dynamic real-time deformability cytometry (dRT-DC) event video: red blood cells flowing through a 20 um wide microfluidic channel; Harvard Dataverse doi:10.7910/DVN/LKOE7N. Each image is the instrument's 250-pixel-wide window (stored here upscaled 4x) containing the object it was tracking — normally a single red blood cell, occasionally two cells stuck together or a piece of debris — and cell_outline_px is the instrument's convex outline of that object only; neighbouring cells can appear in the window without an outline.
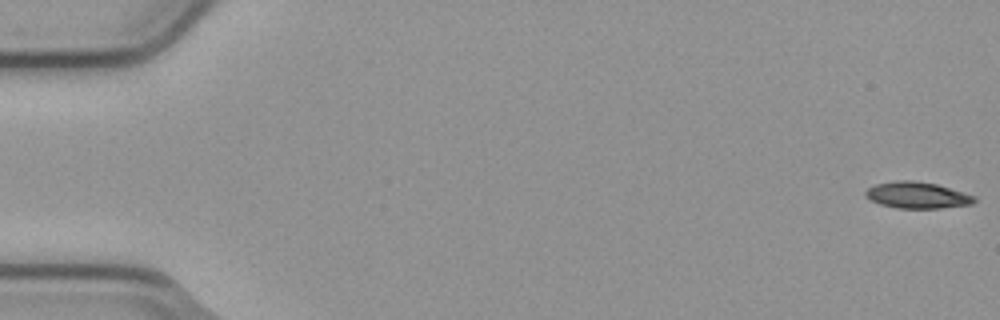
{"species": "common noctule bat (a hibernating species)", "species_latin": "Nyctalus noctula", "temperature_condition": "cold", "stored_images_in_passage": 7, "camera_frame_rate_fps": 3000, "um_per_image_px": 0.085, "animal": {"sex": "male", "body_mass_g": 23.1, "forearm_length_mm": 52.7}, "frame": {"image": 1, "passage_image": 1, "time_ms": 0.0, "image_size_px": [1000, 320], "cell_outline_px": [[976, 200], [972, 204], [940, 208], [896, 208], [880, 204], [864, 196], [864, 192], [868, 188], [876, 184], [900, 180], [912, 180], [936, 184], [976, 196]], "centroid_in_image_um": [77.95, 16.59], "position_along_channel_um": 7.0, "area_um2": 16.65}}
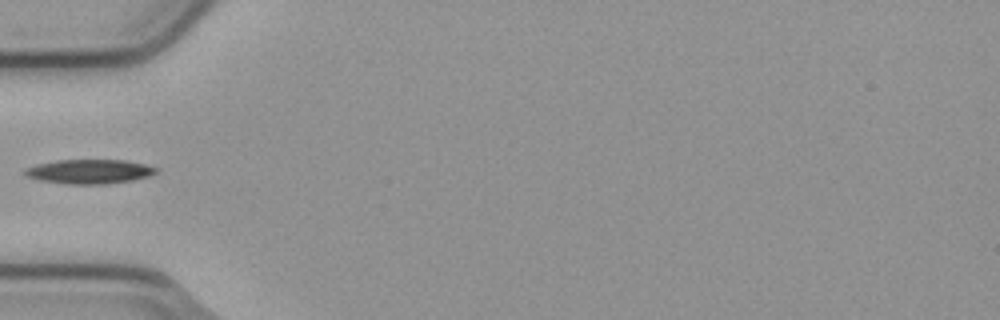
{"frame": {"image": 2, "passage_image": 6, "time_ms": 1.667, "image_size_px": [1000, 320], "cell_outline_px": [[156, 172], [148, 176], [132, 180], [104, 184], [68, 184], [40, 180], [28, 176], [24, 172], [28, 168], [36, 164], [56, 160], [124, 160], [144, 164], [156, 168]], "centroid_in_image_um": [7.59, 14.58], "position_along_channel_um": 77.4, "area_um2": 18.26}}
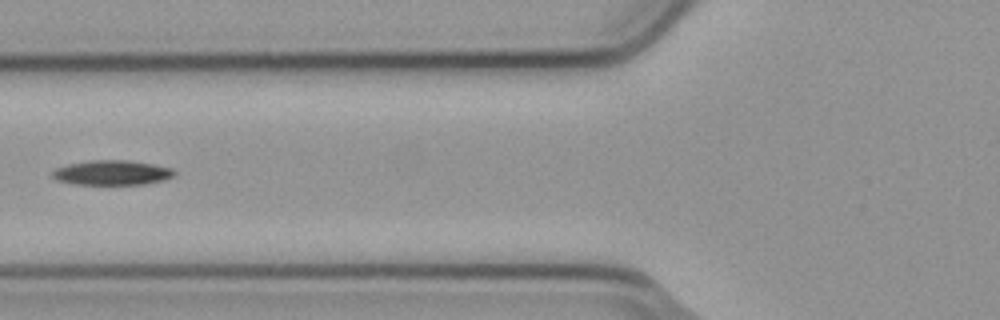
{"frame": {"image": 3, "passage_image": 7, "time_ms": 2.0, "image_size_px": [1000, 320], "cell_outline_px": [[176, 172], [172, 176], [164, 180], [144, 184], [76, 184], [60, 180], [52, 176], [52, 172], [56, 168], [68, 164], [88, 160], [128, 160], [152, 164], [172, 168]], "centroid_in_image_um": [9.54, 14.67], "position_along_channel_um": 116.3, "area_um2": 17.4}}